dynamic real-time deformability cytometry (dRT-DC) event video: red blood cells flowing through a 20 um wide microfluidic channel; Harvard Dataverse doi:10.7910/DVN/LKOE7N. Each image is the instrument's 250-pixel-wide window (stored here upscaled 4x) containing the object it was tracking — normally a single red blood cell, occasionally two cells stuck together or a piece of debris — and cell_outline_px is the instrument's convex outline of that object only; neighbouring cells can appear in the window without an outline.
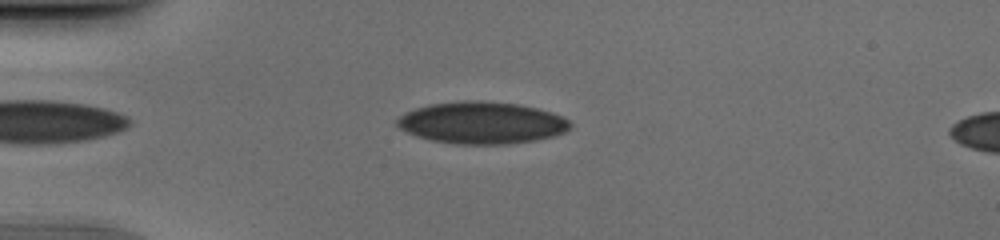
{"species": "human", "species_latin": "Homo sapiens", "temperature_condition": "cold", "stored_images_in_passage": 38, "camera_frame_rate_fps": 3000, "um_per_image_px": 0.085, "donor": {"sex": "male"}, "frame": {"image": 1, "passage_image": 5, "time_ms": 1.333, "image_size_px": [1000, 240], "cell_outline_px": [[572, 124], [564, 132], [552, 136], [536, 140], [508, 144], [456, 144], [432, 140], [416, 136], [400, 128], [396, 124], [396, 120], [404, 112], [416, 108], [432, 104], [464, 100], [476, 100], [516, 104], [536, 108], [552, 112], [568, 120]], "centroid_in_image_um": [40.93, 10.44], "position_along_channel_um": 44.1, "area_um2": 42.08}}
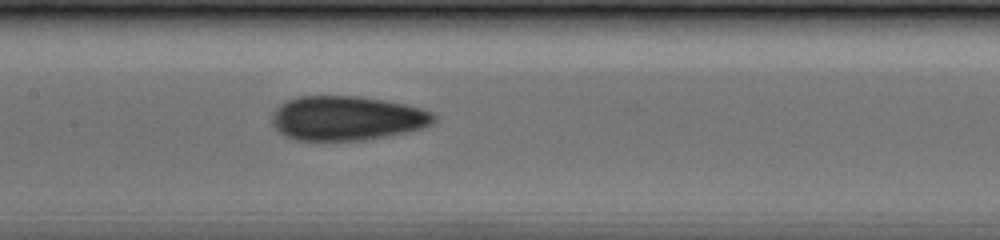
{"frame": {"image": 2, "passage_image": 17, "time_ms": 5.333, "image_size_px": [1000, 240], "cell_outline_px": [[436, 120], [432, 124], [424, 128], [408, 132], [364, 140], [296, 140], [284, 136], [272, 124], [272, 112], [280, 104], [296, 96], [356, 96], [384, 100], [404, 104], [420, 108], [432, 112], [436, 116]], "centroid_in_image_um": [29.48, 10.05], "position_along_channel_um": 177.9, "area_um2": 42.02}}
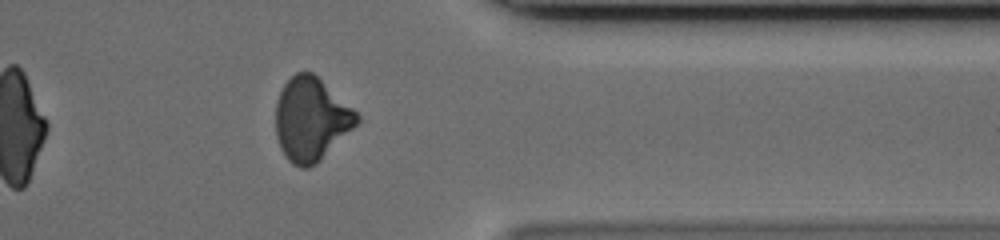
{"frame": {"image": 3, "passage_image": 33, "time_ms": 10.667, "image_size_px": [1000, 240], "cell_outline_px": [[360, 120], [316, 164], [308, 168], [300, 168], [292, 164], [284, 156], [280, 148], [276, 136], [276, 104], [280, 92], [284, 84], [296, 72], [312, 72], [352, 108], [360, 116]], "centroid_in_image_um": [26.41, 10.16], "position_along_channel_um": 385.0, "area_um2": 38.84}}